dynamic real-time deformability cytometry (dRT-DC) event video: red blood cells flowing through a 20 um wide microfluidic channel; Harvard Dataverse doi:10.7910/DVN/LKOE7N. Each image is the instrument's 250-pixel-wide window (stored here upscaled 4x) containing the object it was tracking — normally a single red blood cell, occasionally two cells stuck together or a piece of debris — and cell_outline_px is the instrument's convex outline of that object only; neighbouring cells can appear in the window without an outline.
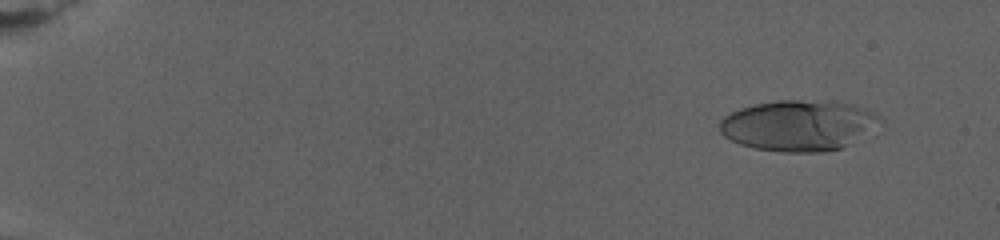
{"species": "human", "species_latin": "Homo sapiens", "temperature_condition": "warm", "stored_images_in_passage": 22, "camera_frame_rate_fps": 3000, "um_per_image_px": 0.085, "donor": {"sex": "female"}, "frame": {"image": 1, "passage_image": 3, "time_ms": 2.0, "image_size_px": [1000, 240], "cell_outline_px": [[880, 116], [852, 144], [840, 148], [824, 152], [784, 152], [756, 148], [740, 144], [724, 136], [720, 132], [720, 120], [728, 112], [740, 108], [756, 104], [776, 100], [832, 100], [852, 104], [864, 108]], "centroid_in_image_um": [67.78, 10.65], "position_along_channel_um": 17.2, "area_um2": 46.93}}
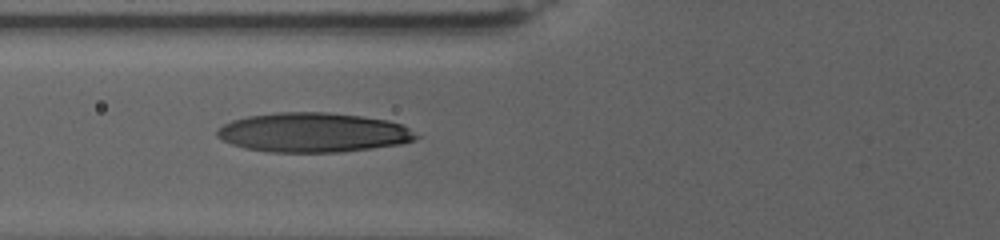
{"frame": {"image": 2, "passage_image": 14, "time_ms": 11.0, "image_size_px": [1000, 240], "cell_outline_px": [[420, 136], [412, 140], [400, 144], [372, 148], [340, 152], [268, 152], [244, 148], [232, 144], [216, 136], [216, 128], [232, 120], [248, 116], [276, 112], [328, 112], [360, 116], [388, 120], [400, 124], [408, 128]], "centroid_in_image_um": [26.58, 11.26], "position_along_channel_um": 99.2, "area_um2": 45.78}}
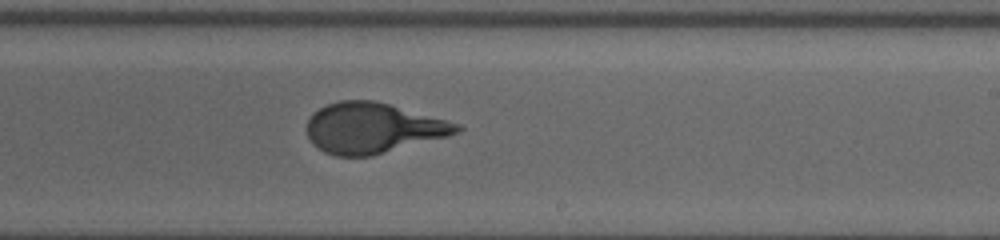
{"frame": {"image": 3, "passage_image": 22, "time_ms": 17.0, "image_size_px": [1000, 240], "cell_outline_px": [[464, 128], [448, 136], [372, 156], [336, 156], [324, 152], [316, 148], [312, 144], [308, 136], [308, 120], [312, 112], [328, 104], [340, 100], [372, 100], [388, 104], [460, 124]], "centroid_in_image_um": [31.65, 10.89], "position_along_channel_um": 257.3, "area_um2": 43.75}}